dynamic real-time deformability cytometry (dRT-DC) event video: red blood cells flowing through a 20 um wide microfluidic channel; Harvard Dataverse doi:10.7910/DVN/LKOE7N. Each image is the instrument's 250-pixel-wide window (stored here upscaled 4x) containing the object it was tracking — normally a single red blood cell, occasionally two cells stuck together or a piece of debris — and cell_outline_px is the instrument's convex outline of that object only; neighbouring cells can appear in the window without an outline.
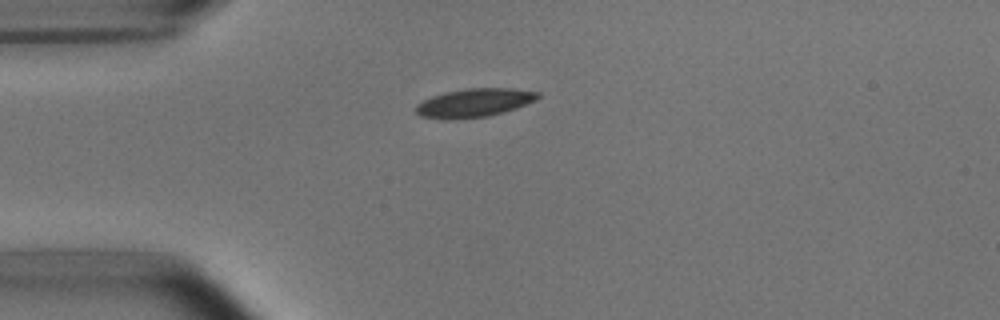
{"species": "common noctule bat (a hibernating species)", "species_latin": "Nyctalus noctula", "temperature_condition": "room temperature", "stored_images_in_passage": 40, "camera_frame_rate_fps": 3000, "um_per_image_px": 0.085, "animal": {"sex": "male", "body_mass_g": 15.6}, "frame": {"image": 1, "passage_image": 1, "time_ms": 0.0, "image_size_px": [1000, 320], "cell_outline_px": [[540, 96], [536, 100], [516, 108], [504, 112], [488, 116], [452, 120], [448, 120], [420, 116], [416, 112], [416, 104], [432, 96], [444, 92], [468, 88], [508, 88], [540, 92]], "centroid_in_image_um": [40.3, 8.74], "position_along_channel_um": 44.7, "area_um2": 20.35}}
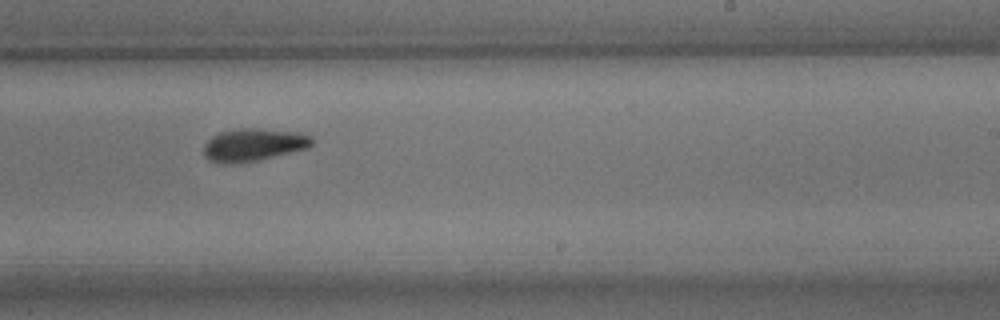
{"frame": {"image": 2, "passage_image": 20, "time_ms": 6.333, "image_size_px": [1000, 320], "cell_outline_px": [[316, 140], [308, 148], [260, 160], [228, 164], [208, 160], [204, 156], [204, 144], [212, 136], [220, 132], [244, 128], [252, 128], [300, 132], [312, 136]], "centroid_in_image_um": [21.58, 12.31], "position_along_channel_um": 267.4, "area_um2": 20.69}}
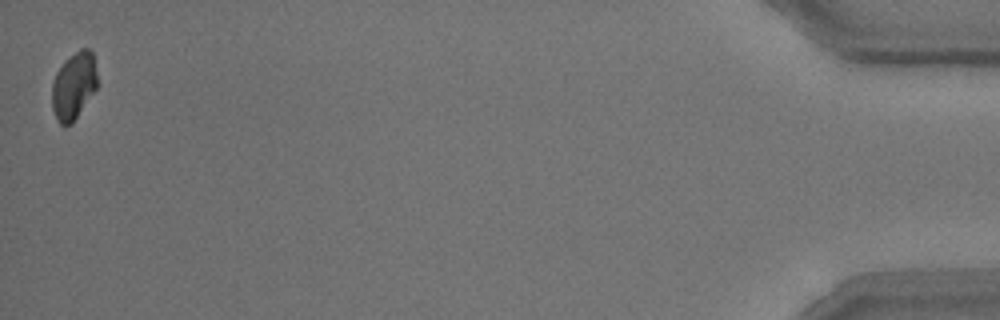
{"frame": {"image": 3, "passage_image": 40, "time_ms": 13.0, "image_size_px": [1000, 320], "cell_outline_px": [[96, 88], [72, 124], [64, 128], [56, 120], [52, 108], [52, 80], [56, 72], [80, 48], [88, 48], [92, 52], [96, 72]], "centroid_in_image_um": [6.24, 7.36], "position_along_channel_um": 429.0, "area_um2": 17.51}, "authors_computed_cell_mechanics": {"area_um2": 19.8543, "velocity_mm_per_s": 3.7797, "shape_relaxation_time_tau1_ms": 3.9618, "shape_relaxation_time_tau2_ms": 7.6613, "deformation_change_tau1": 0.1045, "deformation_change_tau2": 0.11}}